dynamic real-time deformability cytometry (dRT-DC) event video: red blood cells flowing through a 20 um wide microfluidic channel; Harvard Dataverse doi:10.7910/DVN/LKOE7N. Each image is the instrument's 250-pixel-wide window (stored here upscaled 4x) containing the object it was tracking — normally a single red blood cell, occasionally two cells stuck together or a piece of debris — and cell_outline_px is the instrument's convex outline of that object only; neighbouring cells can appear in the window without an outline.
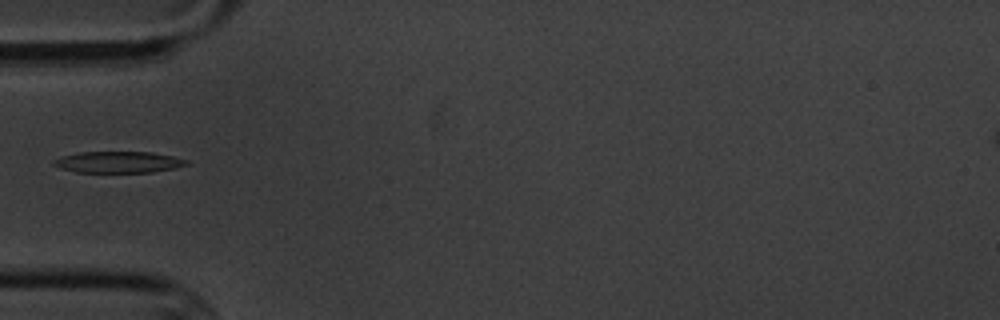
{"species": "common noctule bat (a hibernating species)", "species_latin": "Nyctalus noctula", "temperature_condition": "cold", "stored_images_in_passage": 5, "camera_frame_rate_fps": 3000, "um_per_image_px": 0.085, "animal": {"sex": "male", "body_mass_g": 20.1, "forearm_length_mm": 53.5}, "frame": {"image": 1, "passage_image": 5, "time_ms": 5.333, "image_size_px": [1000, 320], "cell_outline_px": [[188, 164], [176, 168], [152, 172], [76, 172], [60, 168], [52, 164], [52, 160], [60, 156], [80, 152], [152, 152], [172, 156], [188, 160]], "centroid_in_image_um": [10.04, 13.78], "position_along_channel_um": 75.0, "area_um2": 16.59}}